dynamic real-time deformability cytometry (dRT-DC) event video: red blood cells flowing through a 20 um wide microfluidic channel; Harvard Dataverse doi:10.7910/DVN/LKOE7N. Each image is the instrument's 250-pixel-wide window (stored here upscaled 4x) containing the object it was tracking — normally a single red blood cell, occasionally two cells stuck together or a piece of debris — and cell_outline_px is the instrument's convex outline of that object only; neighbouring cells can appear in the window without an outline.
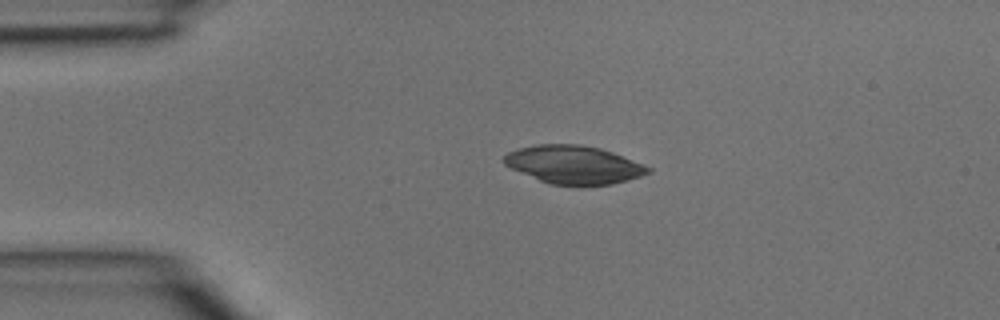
{"species": "common noctule bat (a hibernating species)", "species_latin": "Nyctalus noctula", "temperature_condition": "room temperature", "stored_images_in_passage": 2, "camera_frame_rate_fps": 3000, "um_per_image_px": 0.085, "animal": {"sex": "male", "body_mass_g": 15.6}, "frame": {"image": 1, "passage_image": 1, "time_ms": 0.0, "image_size_px": [1000, 320], "cell_outline_px": [[652, 172], [628, 180], [612, 184], [552, 184], [540, 180], [512, 168], [504, 164], [500, 160], [508, 152], [520, 148], [536, 144], [580, 144], [600, 148], [612, 152], [644, 164], [652, 168]], "centroid_in_image_um": [48.78, 13.98], "position_along_channel_um": 36.2, "area_um2": 31.67}}